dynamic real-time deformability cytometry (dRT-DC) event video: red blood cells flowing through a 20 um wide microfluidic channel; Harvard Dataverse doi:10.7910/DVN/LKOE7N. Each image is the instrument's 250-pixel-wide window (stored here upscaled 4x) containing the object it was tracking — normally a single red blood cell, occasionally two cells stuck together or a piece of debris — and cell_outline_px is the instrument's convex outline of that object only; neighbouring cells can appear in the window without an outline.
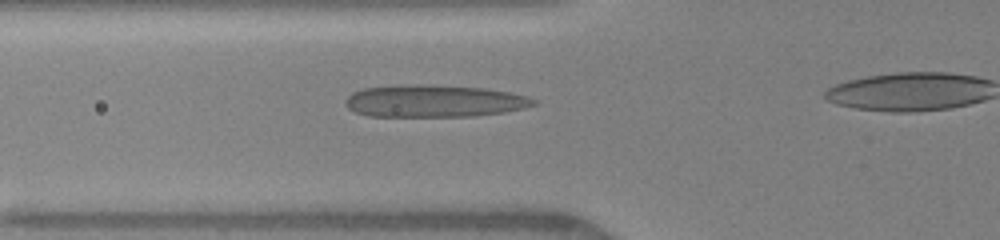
{"species": "human", "species_latin": "Homo sapiens", "temperature_condition": "warm", "stored_images_in_passage": 40, "camera_frame_rate_fps": 3000, "um_per_image_px": 0.085, "donor": {"sex": "female"}, "frame": {"image": 1, "passage_image": 11, "time_ms": 3.0, "image_size_px": [1000, 240], "cell_outline_px": [[536, 104], [524, 108], [504, 112], [476, 116], [368, 116], [356, 112], [348, 108], [344, 104], [344, 100], [352, 92], [364, 88], [396, 84], [420, 84], [484, 88], [508, 92], [528, 96], [536, 100]], "centroid_in_image_um": [36.86, 8.58], "position_along_channel_um": 88.9, "area_um2": 35.55}}
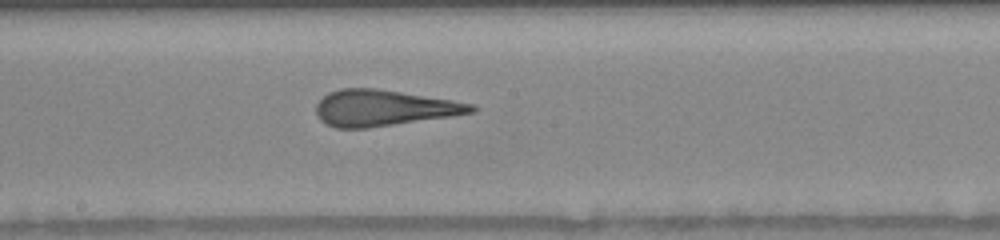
{"frame": {"image": 2, "passage_image": 22, "time_ms": 6.0, "image_size_px": [1000, 240], "cell_outline_px": [[476, 112], [452, 116], [368, 128], [336, 128], [320, 120], [316, 116], [316, 104], [328, 92], [340, 88], [376, 88], [452, 100], [472, 104], [476, 108]], "centroid_in_image_um": [32.58, 9.18], "position_along_channel_um": 215.6, "area_um2": 32.54}}
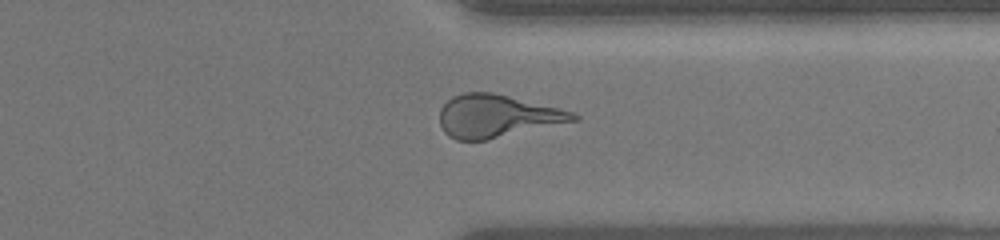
{"frame": {"image": 3, "passage_image": 35, "time_ms": 9.667, "image_size_px": [1000, 240], "cell_outline_px": [[580, 120], [488, 140], [456, 140], [448, 136], [444, 132], [440, 124], [440, 108], [452, 96], [464, 92], [492, 92], [572, 112], [580, 116]], "centroid_in_image_um": [42.22, 9.88], "position_along_channel_um": 369.2, "area_um2": 33.18}}